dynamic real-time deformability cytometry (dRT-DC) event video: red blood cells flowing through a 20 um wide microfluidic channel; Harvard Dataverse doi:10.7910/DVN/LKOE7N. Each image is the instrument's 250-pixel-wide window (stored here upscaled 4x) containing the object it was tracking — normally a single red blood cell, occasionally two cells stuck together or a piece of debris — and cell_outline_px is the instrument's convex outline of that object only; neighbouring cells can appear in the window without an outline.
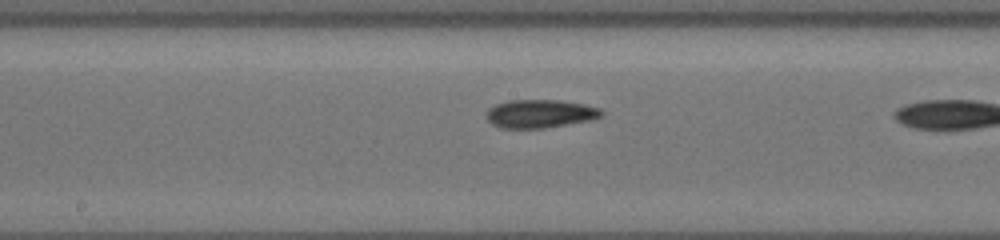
{"species": "common noctule bat (a hibernating species)", "species_latin": "Nyctalus noctula", "temperature_condition": "cold", "stored_images_in_passage": 33, "camera_frame_rate_fps": 3000, "um_per_image_px": 0.085, "animal": {"sex": "female", "body_mass_g": 19.5, "forearm_length_mm": 54.1}, "frame": {"image": 1, "passage_image": 19, "time_ms": 7.333, "image_size_px": [1000, 240], "cell_outline_px": [[604, 112], [600, 116], [592, 120], [544, 128], [500, 128], [492, 124], [484, 116], [484, 112], [488, 108], [496, 104], [508, 100], [560, 100], [584, 104], [600, 108]], "centroid_in_image_um": [45.86, 9.66], "position_along_channel_um": 202.3, "area_um2": 19.19}}
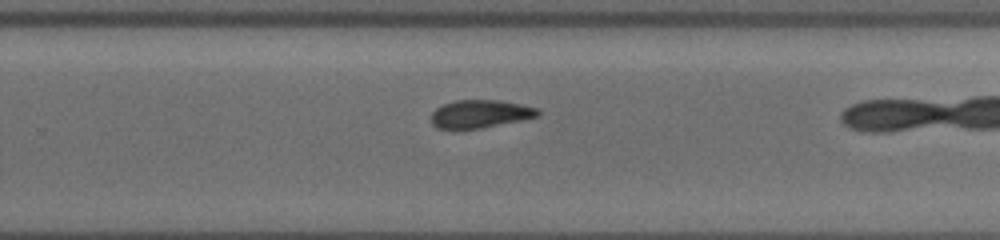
{"frame": {"image": 2, "passage_image": 26, "time_ms": 9.667, "image_size_px": [1000, 240], "cell_outline_px": [[540, 112], [536, 116], [520, 120], [480, 128], [456, 132], [452, 132], [436, 128], [432, 124], [432, 112], [436, 108], [444, 104], [456, 100], [500, 100], [520, 104], [536, 108]], "centroid_in_image_um": [40.7, 9.72], "position_along_channel_um": 289.1, "area_um2": 17.69}}
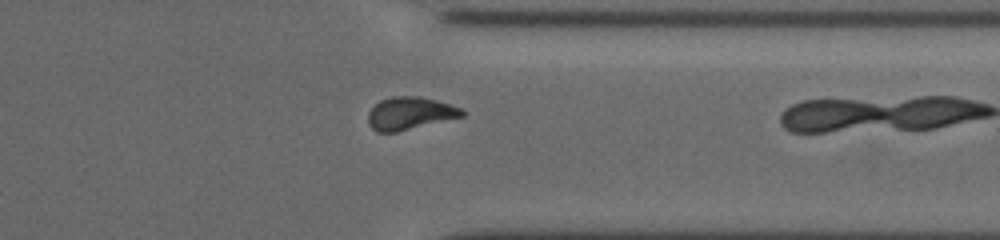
{"frame": {"image": 3, "passage_image": 32, "time_ms": 12.0, "image_size_px": [1000, 240], "cell_outline_px": [[464, 116], [396, 132], [376, 132], [368, 124], [368, 112], [380, 100], [392, 96], [420, 96], [436, 100], [460, 108], [464, 112]], "centroid_in_image_um": [34.81, 9.63], "position_along_channel_um": 376.6, "area_um2": 17.74}}